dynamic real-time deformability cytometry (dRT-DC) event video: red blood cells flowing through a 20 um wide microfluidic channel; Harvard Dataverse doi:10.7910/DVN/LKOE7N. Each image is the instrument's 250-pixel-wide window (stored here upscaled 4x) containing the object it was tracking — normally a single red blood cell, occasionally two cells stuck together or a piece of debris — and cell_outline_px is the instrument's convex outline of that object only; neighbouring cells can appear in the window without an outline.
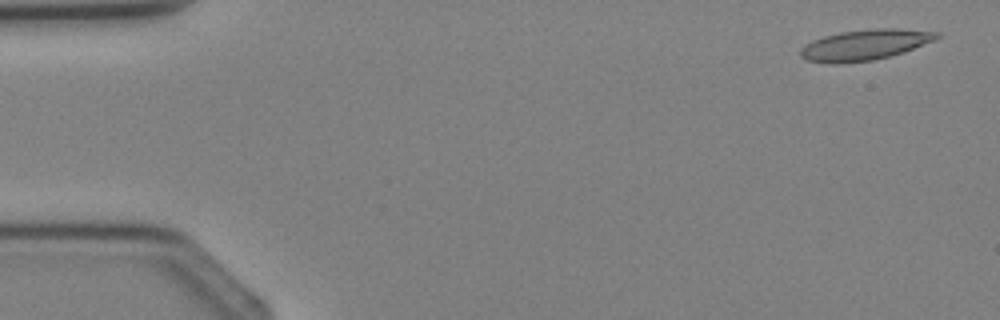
{"species": "Egyptian fruit bat (a non-hibernating species)", "species_latin": "Rousettus aegyptiacus", "temperature_condition": "cold", "stored_images_in_passage": 3, "camera_frame_rate_fps": 3000, "um_per_image_px": 0.085, "animal": {"sex": "female"}, "frame": {"image": 1, "passage_image": 1, "time_ms": 0.0, "image_size_px": [1000, 320], "cell_outline_px": [[940, 36], [936, 40], [904, 52], [872, 60], [836, 64], [804, 60], [800, 56], [800, 48], [804, 44], [812, 40], [824, 36], [840, 32], [872, 28], [900, 28], [940, 32]], "centroid_in_image_um": [73.51, 3.8], "position_along_channel_um": 11.5, "area_um2": 24.57}}